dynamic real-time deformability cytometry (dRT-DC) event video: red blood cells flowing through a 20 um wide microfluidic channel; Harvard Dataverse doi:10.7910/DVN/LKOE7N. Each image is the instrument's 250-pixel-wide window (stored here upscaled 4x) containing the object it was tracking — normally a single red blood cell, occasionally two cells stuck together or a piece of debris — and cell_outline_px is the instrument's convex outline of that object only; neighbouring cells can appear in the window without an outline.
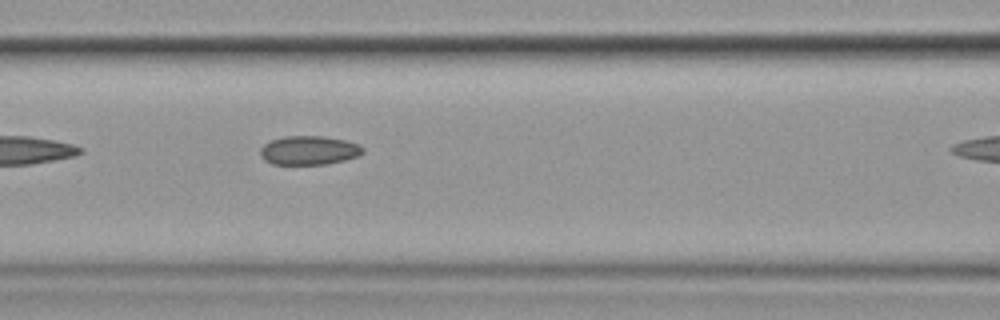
{"species": "common noctule bat (a hibernating species)", "species_latin": "Nyctalus noctula", "temperature_condition": "cold", "stored_images_in_passage": 5, "camera_frame_rate_fps": 3000, "um_per_image_px": 0.085, "animal": {"sex": "female", "body_mass_g": 19.9}, "frame": {"image": 1, "passage_image": 4, "time_ms": 4.0, "image_size_px": [1000, 320], "cell_outline_px": [[364, 152], [356, 156], [344, 160], [328, 164], [272, 164], [264, 160], [260, 156], [260, 148], [264, 144], [272, 140], [284, 136], [324, 136], [344, 140], [360, 144], [364, 148]], "centroid_in_image_um": [26.25, 12.78], "position_along_channel_um": 140.3, "area_um2": 17.34}}